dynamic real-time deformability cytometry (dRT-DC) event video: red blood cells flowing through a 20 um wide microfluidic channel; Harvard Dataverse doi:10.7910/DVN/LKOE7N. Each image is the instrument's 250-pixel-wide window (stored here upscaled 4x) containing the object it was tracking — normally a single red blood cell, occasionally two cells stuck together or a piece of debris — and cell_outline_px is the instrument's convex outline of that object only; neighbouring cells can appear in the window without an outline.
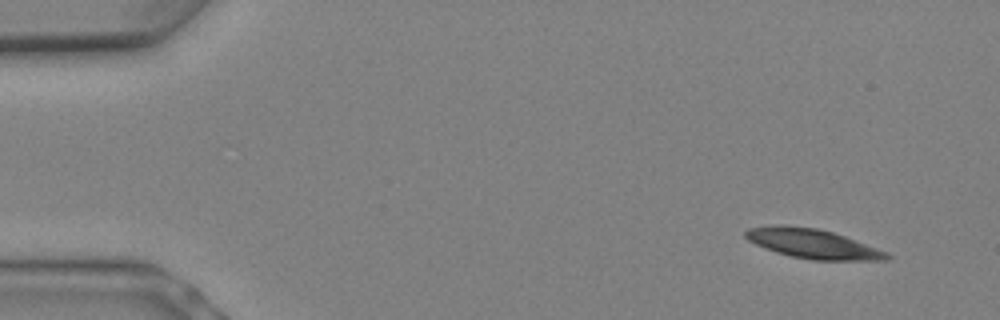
{"species": "Egyptian fruit bat (a non-hibernating species)", "species_latin": "Rousettus aegyptiacus", "temperature_condition": "warm", "stored_images_in_passage": 7, "camera_frame_rate_fps": 3000, "um_per_image_px": 0.085, "animal": {"sex": "female"}, "frame": {"image": 1, "passage_image": 1, "time_ms": 0.0, "image_size_px": [1000, 320], "cell_outline_px": [[892, 256], [888, 260], [812, 260], [792, 256], [776, 252], [764, 248], [748, 240], [744, 236], [744, 232], [748, 228], [776, 224], [780, 224], [816, 228], [832, 232], [844, 236], [888, 252]], "centroid_in_image_um": [69.06, 20.71], "position_along_channel_um": 15.9, "area_um2": 24.22}}
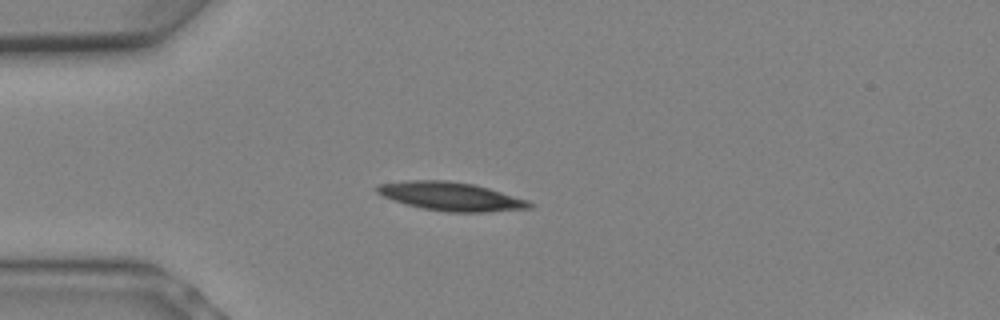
{"frame": {"image": 2, "passage_image": 5, "time_ms": 1.333, "image_size_px": [1000, 320], "cell_outline_px": [[536, 204], [532, 208], [484, 212], [448, 212], [424, 208], [392, 200], [376, 192], [372, 188], [376, 184], [408, 180], [448, 180], [472, 184], [488, 188], [528, 200]], "centroid_in_image_um": [38.31, 16.68], "position_along_channel_um": 46.7, "area_um2": 25.37}}
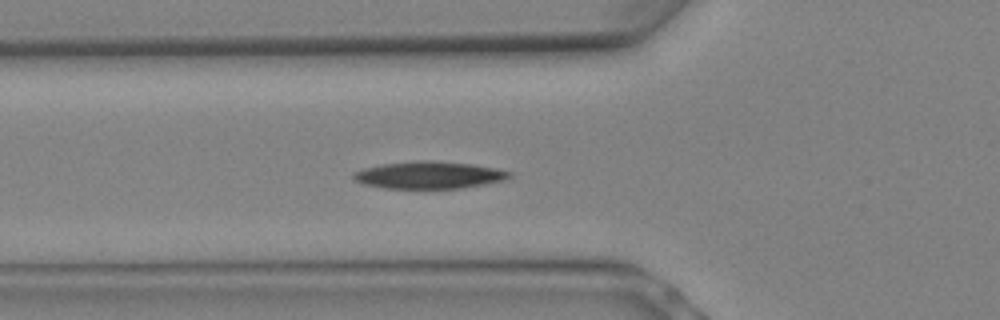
{"frame": {"image": 3, "passage_image": 7, "time_ms": 2.0, "image_size_px": [1000, 320], "cell_outline_px": [[512, 176], [504, 180], [484, 184], [460, 188], [384, 188], [364, 184], [356, 180], [352, 176], [352, 172], [364, 168], [384, 164], [416, 160], [432, 160], [472, 164], [496, 168], [512, 172]], "centroid_in_image_um": [36.48, 14.87], "position_along_channel_um": 89.3, "area_um2": 24.68}}